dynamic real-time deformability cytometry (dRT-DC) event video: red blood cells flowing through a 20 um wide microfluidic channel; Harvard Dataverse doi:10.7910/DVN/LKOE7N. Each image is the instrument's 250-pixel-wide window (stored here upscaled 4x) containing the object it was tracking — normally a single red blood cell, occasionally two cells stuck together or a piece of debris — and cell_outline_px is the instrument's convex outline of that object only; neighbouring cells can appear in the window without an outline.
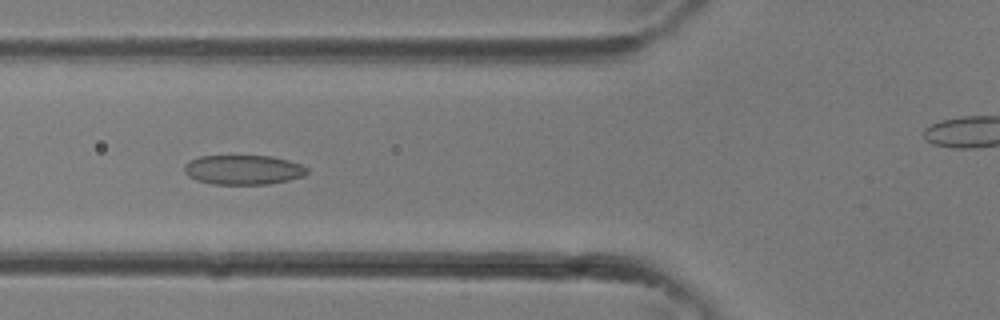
{"species": "common noctule bat (a hibernating species)", "species_latin": "Nyctalus noctula", "temperature_condition": "room temperature", "stored_images_in_passage": 6, "camera_frame_rate_fps": 3000, "um_per_image_px": 0.085, "animal": {"sex": "female"}, "frame": {"image": 1, "passage_image": 4, "time_ms": 1.0, "image_size_px": [1000, 320], "cell_outline_px": [[308, 172], [304, 176], [288, 180], [268, 184], [212, 184], [196, 180], [188, 176], [184, 172], [184, 164], [200, 156], [272, 156], [288, 160], [300, 164], [308, 168]], "centroid_in_image_um": [20.68, 14.43], "position_along_channel_um": 105.1, "area_um2": 21.15}}